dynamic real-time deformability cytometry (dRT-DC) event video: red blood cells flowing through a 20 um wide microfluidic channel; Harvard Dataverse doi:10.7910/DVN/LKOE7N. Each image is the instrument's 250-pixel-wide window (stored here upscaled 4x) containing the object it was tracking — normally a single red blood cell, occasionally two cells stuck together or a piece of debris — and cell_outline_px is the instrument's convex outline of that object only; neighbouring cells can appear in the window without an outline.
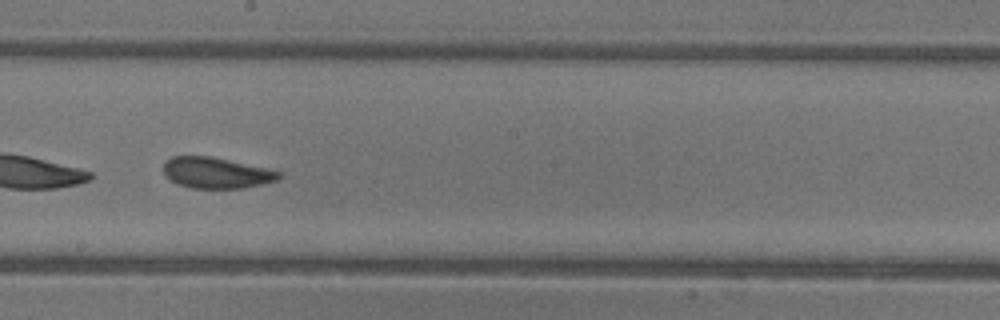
{"species": "common noctule bat (a hibernating species)", "species_latin": "Nyctalus noctula", "temperature_condition": "warm", "stored_images_in_passage": 27, "camera_frame_rate_fps": 3000, "um_per_image_px": 0.085, "animal": {"sex": "female"}, "frame": {"image": 1, "passage_image": 16, "time_ms": 5.0, "image_size_px": [1000, 320], "cell_outline_px": [[280, 176], [276, 180], [244, 188], [192, 188], [176, 184], [164, 172], [164, 160], [172, 156], [212, 156], [268, 168], [280, 172]], "centroid_in_image_um": [18.36, 14.68], "position_along_channel_um": 229.8, "area_um2": 20.75}, "authors_computed_cell_mechanics": {"area_um2": 21.3282, "velocity_mm_per_s": 3.864, "shape_relaxation_time_tau1_ms": 4.9741, "shape_relaxation_time_tau2_ms": 2.1476, "deformation_change_tau1": 0.1088, "deformation_change_tau2": 0.0871}}